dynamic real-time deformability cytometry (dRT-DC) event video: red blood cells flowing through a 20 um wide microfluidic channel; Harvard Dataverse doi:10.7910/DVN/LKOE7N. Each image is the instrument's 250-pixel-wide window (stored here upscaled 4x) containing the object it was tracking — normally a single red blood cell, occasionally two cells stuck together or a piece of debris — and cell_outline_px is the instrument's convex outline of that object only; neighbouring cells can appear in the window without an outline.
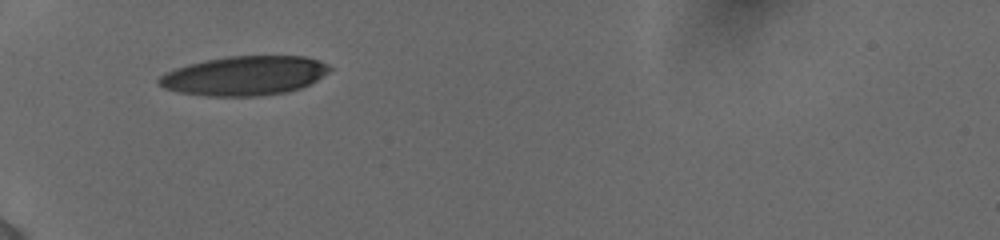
{"species": "human", "species_latin": "Homo sapiens", "temperature_condition": "cold", "stored_images_in_passage": 23, "camera_frame_rate_fps": 3000, "um_per_image_px": 0.085, "donor": {"sex": "female"}, "frame": {"image": 1, "passage_image": 1, "time_ms": 0.0, "image_size_px": [1000, 240], "cell_outline_px": [[332, 68], [328, 72], [316, 80], [300, 88], [288, 92], [260, 96], [204, 96], [180, 92], [164, 88], [156, 80], [160, 76], [176, 68], [188, 64], [228, 56], [304, 56], [328, 64]], "centroid_in_image_um": [20.78, 6.44], "position_along_channel_um": 64.2, "area_um2": 38.84}}
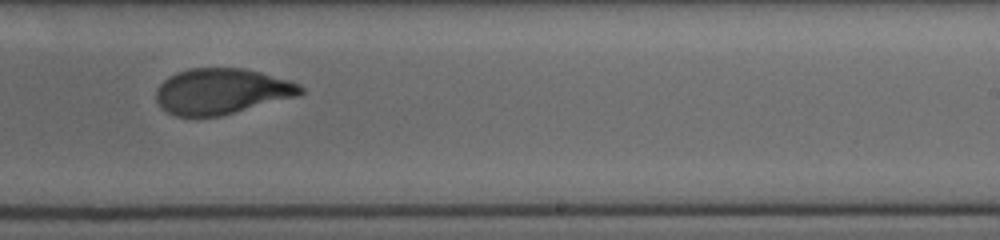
{"frame": {"image": 2, "passage_image": 12, "time_ms": 5.667, "image_size_px": [1000, 240], "cell_outline_px": [[304, 92], [300, 96], [220, 116], [176, 116], [168, 112], [156, 100], [156, 88], [168, 76], [176, 72], [192, 68], [244, 68], [260, 72], [288, 80], [300, 84], [304, 88]], "centroid_in_image_um": [18.87, 7.76], "position_along_channel_um": 270.1, "area_um2": 38.55}}
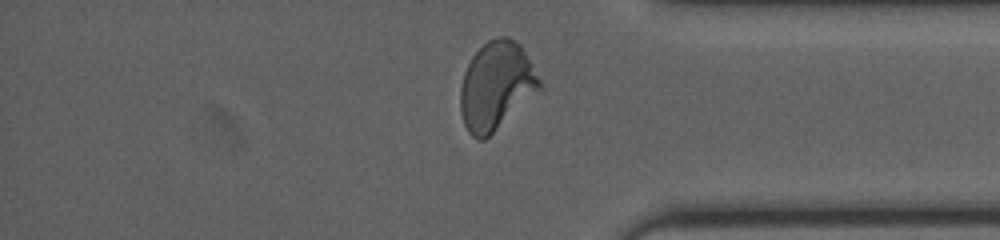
{"frame": {"image": 3, "passage_image": 21, "time_ms": 9.0, "image_size_px": [1000, 240], "cell_outline_px": [[544, 88], [540, 92], [484, 140], [480, 140], [472, 136], [468, 132], [464, 124], [460, 108], [460, 88], [464, 72], [472, 56], [488, 40], [500, 36], [508, 36], [516, 40], [520, 44], [532, 64]], "centroid_in_image_um": [42.2, 7.3], "position_along_channel_um": 393.0, "area_um2": 40.86}, "authors_computed_cell_mechanics": {"area_um2": 39.5352, "velocity_mm_per_s": 3.8567, "shape_relaxation_time_tau1_ms": 4.6355, "shape_relaxation_time_tau2_ms": 0.7454, "deformation_change_tau1": 0.209, "deformation_change_tau2": 0.0574}}